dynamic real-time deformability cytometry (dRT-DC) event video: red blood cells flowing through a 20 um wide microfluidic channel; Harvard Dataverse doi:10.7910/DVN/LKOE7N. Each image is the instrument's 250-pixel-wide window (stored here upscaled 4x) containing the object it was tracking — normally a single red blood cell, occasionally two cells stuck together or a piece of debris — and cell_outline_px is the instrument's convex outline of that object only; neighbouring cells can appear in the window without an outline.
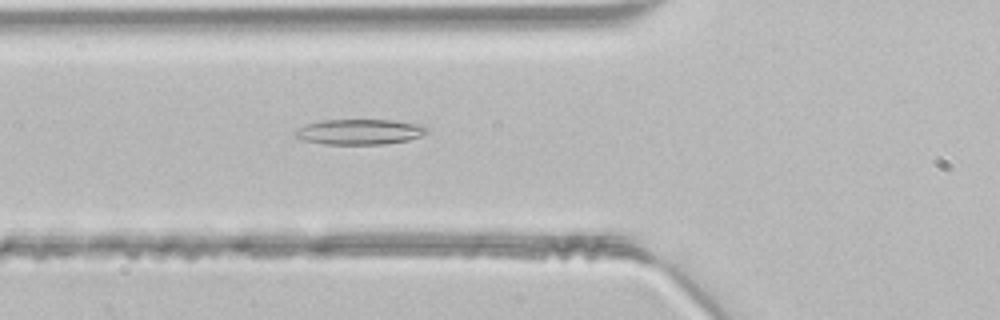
{"species": "common noctule bat (a hibernating species)", "species_latin": "Nyctalus noctula", "temperature_condition": "room temperature", "stored_images_in_passage": 35, "camera_frame_rate_fps": 3000, "um_per_image_px": 0.085, "animal": {"sex": "male", "body_mass_g": 21.5, "forearm_length_mm": 52.0}, "frame": {"image": 1, "passage_image": 5, "time_ms": 1.333, "image_size_px": [1000, 320], "cell_outline_px": [[428, 132], [420, 136], [408, 140], [384, 144], [324, 144], [304, 140], [296, 136], [292, 132], [308, 124], [320, 120], [392, 120], [416, 124], [428, 128]], "centroid_in_image_um": [30.56, 11.21], "position_along_channel_um": 95.2, "area_um2": 19.25}}
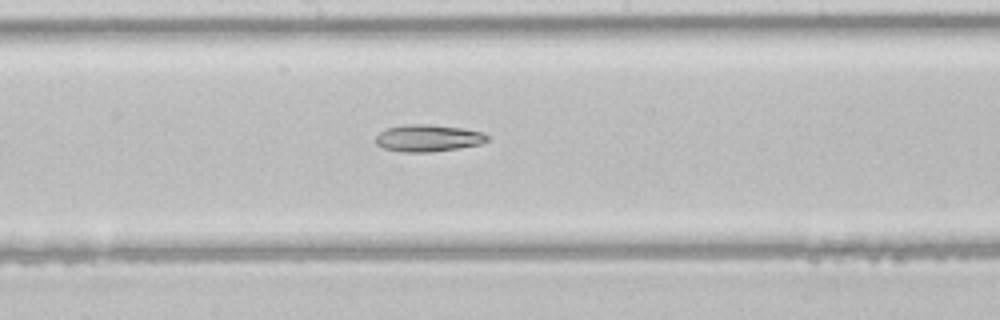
{"frame": {"image": 2, "passage_image": 13, "time_ms": 4.0, "image_size_px": [1000, 320], "cell_outline_px": [[488, 140], [480, 144], [460, 148], [432, 152], [404, 152], [384, 148], [376, 144], [376, 136], [380, 132], [388, 128], [404, 124], [432, 124], [464, 128], [484, 132], [488, 136]], "centroid_in_image_um": [36.42, 11.73], "position_along_channel_um": 211.8, "area_um2": 17.69}}
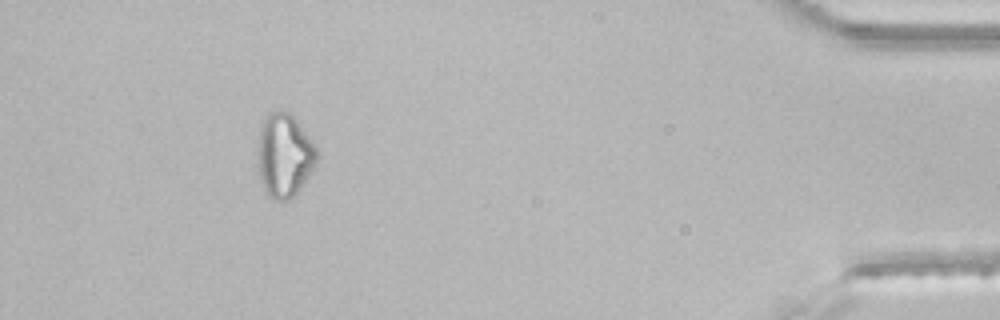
{"frame": {"image": 3, "passage_image": 31, "time_ms": 10.0, "image_size_px": [1000, 320], "cell_outline_px": [[316, 164], [300, 188], [288, 200], [276, 200], [268, 196], [264, 192], [260, 180], [260, 128], [268, 112], [288, 112], [296, 120], [316, 148]], "centroid_in_image_um": [24.17, 13.24], "position_along_channel_um": 411.0, "area_um2": 27.74}}